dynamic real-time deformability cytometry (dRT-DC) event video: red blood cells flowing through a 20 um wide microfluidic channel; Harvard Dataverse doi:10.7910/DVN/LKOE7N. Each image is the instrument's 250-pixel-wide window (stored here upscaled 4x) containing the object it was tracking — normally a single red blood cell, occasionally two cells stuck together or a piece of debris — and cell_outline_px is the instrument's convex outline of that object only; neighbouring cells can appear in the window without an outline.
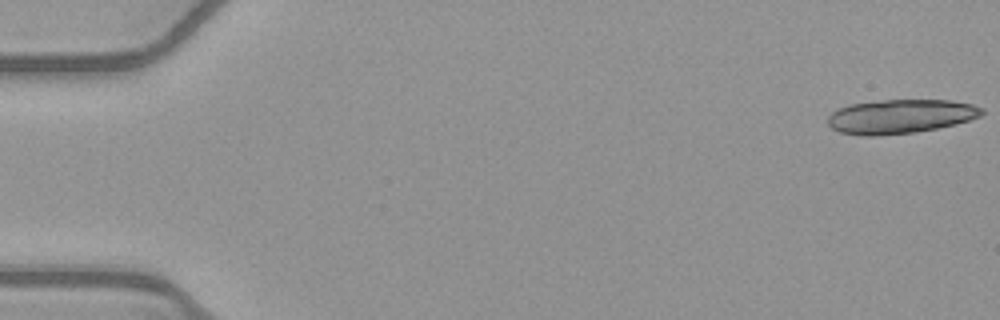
{"species": "common noctule bat (a hibernating species)", "species_latin": "Nyctalus noctula", "temperature_condition": "warm", "stored_images_in_passage": 20, "camera_frame_rate_fps": 3000, "um_per_image_px": 0.085, "animal": {"sex": "female", "body_mass_g": 21.9}, "frame": {"image": 1, "passage_image": 1, "time_ms": 0.0, "image_size_px": [1000, 320], "cell_outline_px": [[984, 112], [980, 116], [968, 120], [936, 128], [916, 132], [876, 136], [860, 136], [840, 132], [832, 128], [828, 124], [828, 116], [836, 108], [848, 104], [884, 100], [952, 100], [972, 104], [984, 108]], "centroid_in_image_um": [76.5, 9.89], "position_along_channel_um": 8.5, "area_um2": 30.69}}